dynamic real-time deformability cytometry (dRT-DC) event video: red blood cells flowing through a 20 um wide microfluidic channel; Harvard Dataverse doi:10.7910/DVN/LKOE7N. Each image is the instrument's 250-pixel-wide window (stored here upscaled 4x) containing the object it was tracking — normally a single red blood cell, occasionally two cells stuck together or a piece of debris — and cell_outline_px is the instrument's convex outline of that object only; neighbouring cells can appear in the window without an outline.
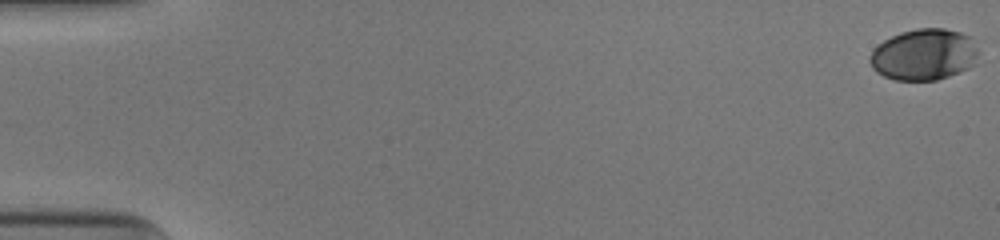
{"species": "human", "species_latin": "Homo sapiens", "temperature_condition": "cold", "stored_images_in_passage": 51, "camera_frame_rate_fps": 3000, "um_per_image_px": 0.085, "donor": {"sex": "male"}, "frame": {"image": 1, "passage_image": 1, "time_ms": 0.0, "image_size_px": [1000, 240], "cell_outline_px": [[976, 64], [960, 72], [936, 80], [896, 80], [884, 76], [876, 72], [872, 68], [868, 60], [868, 56], [884, 40], [900, 32], [916, 28], [944, 28], [960, 32], [976, 40]], "centroid_in_image_um": [78.53, 4.63], "position_along_channel_um": 6.5, "area_um2": 32.6}}
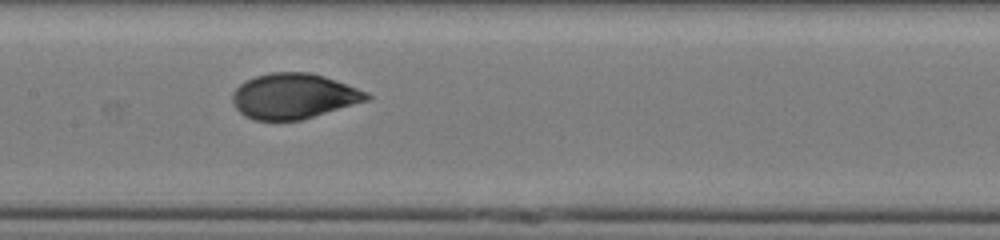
{"frame": {"image": 2, "passage_image": 28, "time_ms": 9.0, "image_size_px": [1000, 240], "cell_outline_px": [[372, 96], [368, 100], [300, 120], [256, 120], [244, 116], [236, 108], [232, 100], [232, 92], [244, 80], [256, 76], [272, 72], [308, 72], [324, 76], [368, 92]], "centroid_in_image_um": [24.94, 8.16], "position_along_channel_um": 182.5, "area_um2": 35.26}}
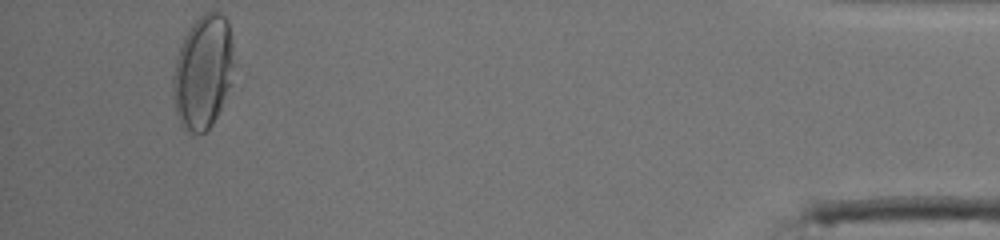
{"frame": {"image": 3, "passage_image": 51, "time_ms": 16.667, "image_size_px": [1000, 240], "cell_outline_px": [[232, 64], [228, 84], [220, 108], [212, 124], [204, 132], [184, 132], [180, 124], [176, 112], [172, 96], [172, 76], [176, 60], [184, 36], [192, 24], [204, 12], [220, 12], [228, 20], [232, 44]], "centroid_in_image_um": [17.2, 6.12], "position_along_channel_um": 418.0, "area_um2": 39.71}, "authors_computed_cell_mechanics": {"area_um2": 34.9112, "velocity_mm_per_s": 3.9233, "shape_relaxation_time_tau1_ms": 5.6236, "shape_relaxation_time_tau2_ms": null, "deformation_change_tau1": 0.1952, "deformation_change_tau2": null}}